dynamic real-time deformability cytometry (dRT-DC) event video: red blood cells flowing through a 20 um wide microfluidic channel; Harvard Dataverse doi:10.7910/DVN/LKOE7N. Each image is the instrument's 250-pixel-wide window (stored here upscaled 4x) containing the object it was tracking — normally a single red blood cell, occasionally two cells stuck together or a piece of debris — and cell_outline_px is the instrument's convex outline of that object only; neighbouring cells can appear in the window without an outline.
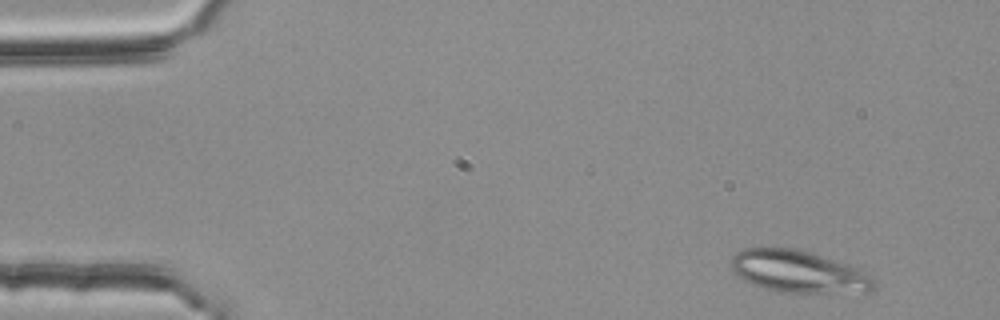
{"species": "common noctule bat (a hibernating species)", "species_latin": "Nyctalus noctula", "temperature_condition": "room temperature", "stored_images_in_passage": 3, "camera_frame_rate_fps": 3000, "um_per_image_px": 0.085, "animal": {"sex": "female", "body_mass_g": 25.1}, "frame": {"image": 1, "passage_image": 3, "time_ms": 0.667, "image_size_px": [1000, 320], "cell_outline_px": [[876, 288], [872, 292], [780, 292], [764, 288], [752, 284], [744, 280], [732, 268], [732, 256], [736, 252], [744, 248], [796, 248], [868, 272], [876, 280]], "centroid_in_image_um": [67.91, 23.1], "position_along_channel_um": 17.1, "area_um2": 34.68}}